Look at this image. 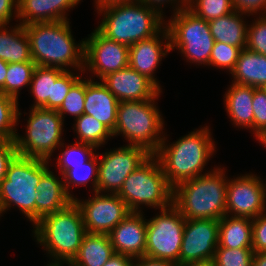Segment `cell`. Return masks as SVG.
<instances>
[{
  "label": "cell",
  "mask_w": 266,
  "mask_h": 266,
  "mask_svg": "<svg viewBox=\"0 0 266 266\" xmlns=\"http://www.w3.org/2000/svg\"><path fill=\"white\" fill-rule=\"evenodd\" d=\"M186 219L172 203L147 222L145 256L179 265L180 247Z\"/></svg>",
  "instance_id": "11"
},
{
  "label": "cell",
  "mask_w": 266,
  "mask_h": 266,
  "mask_svg": "<svg viewBox=\"0 0 266 266\" xmlns=\"http://www.w3.org/2000/svg\"><path fill=\"white\" fill-rule=\"evenodd\" d=\"M252 248H226L217 246L214 255L215 266H252Z\"/></svg>",
  "instance_id": "36"
},
{
  "label": "cell",
  "mask_w": 266,
  "mask_h": 266,
  "mask_svg": "<svg viewBox=\"0 0 266 266\" xmlns=\"http://www.w3.org/2000/svg\"><path fill=\"white\" fill-rule=\"evenodd\" d=\"M47 164L46 160L19 154L14 157L6 177L0 182V213L14 204L35 224L36 188L42 175L49 169Z\"/></svg>",
  "instance_id": "6"
},
{
  "label": "cell",
  "mask_w": 266,
  "mask_h": 266,
  "mask_svg": "<svg viewBox=\"0 0 266 266\" xmlns=\"http://www.w3.org/2000/svg\"><path fill=\"white\" fill-rule=\"evenodd\" d=\"M158 95L150 100L119 102L113 136L123 134L130 142L128 145L140 146L154 154L163 141L159 133L164 123L154 105Z\"/></svg>",
  "instance_id": "7"
},
{
  "label": "cell",
  "mask_w": 266,
  "mask_h": 266,
  "mask_svg": "<svg viewBox=\"0 0 266 266\" xmlns=\"http://www.w3.org/2000/svg\"><path fill=\"white\" fill-rule=\"evenodd\" d=\"M99 154L93 155L86 163L83 165L73 166V169L67 170L64 174V187L67 194L74 200L73 195L69 193L70 184L74 185H86V183L93 176L92 184L94 192H97V180H98V159Z\"/></svg>",
  "instance_id": "33"
},
{
  "label": "cell",
  "mask_w": 266,
  "mask_h": 266,
  "mask_svg": "<svg viewBox=\"0 0 266 266\" xmlns=\"http://www.w3.org/2000/svg\"><path fill=\"white\" fill-rule=\"evenodd\" d=\"M17 154L15 141L0 140V182L6 177L8 166Z\"/></svg>",
  "instance_id": "43"
},
{
  "label": "cell",
  "mask_w": 266,
  "mask_h": 266,
  "mask_svg": "<svg viewBox=\"0 0 266 266\" xmlns=\"http://www.w3.org/2000/svg\"><path fill=\"white\" fill-rule=\"evenodd\" d=\"M35 199V224L44 216L61 211L74 200L67 194L63 181L57 179L49 169L37 185Z\"/></svg>",
  "instance_id": "20"
},
{
  "label": "cell",
  "mask_w": 266,
  "mask_h": 266,
  "mask_svg": "<svg viewBox=\"0 0 266 266\" xmlns=\"http://www.w3.org/2000/svg\"><path fill=\"white\" fill-rule=\"evenodd\" d=\"M246 48L266 55V16H259L251 27L248 25Z\"/></svg>",
  "instance_id": "39"
},
{
  "label": "cell",
  "mask_w": 266,
  "mask_h": 266,
  "mask_svg": "<svg viewBox=\"0 0 266 266\" xmlns=\"http://www.w3.org/2000/svg\"><path fill=\"white\" fill-rule=\"evenodd\" d=\"M114 253L107 234L86 233L77 256L69 266H103Z\"/></svg>",
  "instance_id": "26"
},
{
  "label": "cell",
  "mask_w": 266,
  "mask_h": 266,
  "mask_svg": "<svg viewBox=\"0 0 266 266\" xmlns=\"http://www.w3.org/2000/svg\"><path fill=\"white\" fill-rule=\"evenodd\" d=\"M163 31L160 30L154 36L137 41L133 45L129 47V64L128 66L134 70H136L139 74L145 76L149 79L159 90H161L159 83L154 78V71L159 65V61H161L162 57L166 56L170 49V37L167 30V27ZM163 33V37L165 38L166 44L160 41L159 33ZM165 48V52L163 49V45Z\"/></svg>",
  "instance_id": "19"
},
{
  "label": "cell",
  "mask_w": 266,
  "mask_h": 266,
  "mask_svg": "<svg viewBox=\"0 0 266 266\" xmlns=\"http://www.w3.org/2000/svg\"><path fill=\"white\" fill-rule=\"evenodd\" d=\"M114 252L135 260L145 256L147 222L141 212H131L108 234Z\"/></svg>",
  "instance_id": "18"
},
{
  "label": "cell",
  "mask_w": 266,
  "mask_h": 266,
  "mask_svg": "<svg viewBox=\"0 0 266 266\" xmlns=\"http://www.w3.org/2000/svg\"><path fill=\"white\" fill-rule=\"evenodd\" d=\"M252 249L254 253L266 252V214L252 219Z\"/></svg>",
  "instance_id": "42"
},
{
  "label": "cell",
  "mask_w": 266,
  "mask_h": 266,
  "mask_svg": "<svg viewBox=\"0 0 266 266\" xmlns=\"http://www.w3.org/2000/svg\"><path fill=\"white\" fill-rule=\"evenodd\" d=\"M186 7L207 22L234 11L232 0H186Z\"/></svg>",
  "instance_id": "34"
},
{
  "label": "cell",
  "mask_w": 266,
  "mask_h": 266,
  "mask_svg": "<svg viewBox=\"0 0 266 266\" xmlns=\"http://www.w3.org/2000/svg\"><path fill=\"white\" fill-rule=\"evenodd\" d=\"M165 140L163 138L153 155L173 189L184 181L203 175L200 172L215 150L208 127L193 131L170 146L165 145Z\"/></svg>",
  "instance_id": "2"
},
{
  "label": "cell",
  "mask_w": 266,
  "mask_h": 266,
  "mask_svg": "<svg viewBox=\"0 0 266 266\" xmlns=\"http://www.w3.org/2000/svg\"><path fill=\"white\" fill-rule=\"evenodd\" d=\"M225 94L226 110L237 126L253 129L254 87L233 83Z\"/></svg>",
  "instance_id": "24"
},
{
  "label": "cell",
  "mask_w": 266,
  "mask_h": 266,
  "mask_svg": "<svg viewBox=\"0 0 266 266\" xmlns=\"http://www.w3.org/2000/svg\"><path fill=\"white\" fill-rule=\"evenodd\" d=\"M138 262L135 264L132 262V266H179L175 262L168 260L154 259L147 256L135 258Z\"/></svg>",
  "instance_id": "46"
},
{
  "label": "cell",
  "mask_w": 266,
  "mask_h": 266,
  "mask_svg": "<svg viewBox=\"0 0 266 266\" xmlns=\"http://www.w3.org/2000/svg\"><path fill=\"white\" fill-rule=\"evenodd\" d=\"M252 266H266V252L254 253Z\"/></svg>",
  "instance_id": "50"
},
{
  "label": "cell",
  "mask_w": 266,
  "mask_h": 266,
  "mask_svg": "<svg viewBox=\"0 0 266 266\" xmlns=\"http://www.w3.org/2000/svg\"><path fill=\"white\" fill-rule=\"evenodd\" d=\"M35 67L34 62L8 63L5 84L0 92L17 100L20 88L30 85Z\"/></svg>",
  "instance_id": "31"
},
{
  "label": "cell",
  "mask_w": 266,
  "mask_h": 266,
  "mask_svg": "<svg viewBox=\"0 0 266 266\" xmlns=\"http://www.w3.org/2000/svg\"><path fill=\"white\" fill-rule=\"evenodd\" d=\"M231 74L234 83L262 88L266 84V55L247 48L241 50Z\"/></svg>",
  "instance_id": "23"
},
{
  "label": "cell",
  "mask_w": 266,
  "mask_h": 266,
  "mask_svg": "<svg viewBox=\"0 0 266 266\" xmlns=\"http://www.w3.org/2000/svg\"><path fill=\"white\" fill-rule=\"evenodd\" d=\"M129 64V47L110 40L97 29L84 41V65L100 79Z\"/></svg>",
  "instance_id": "14"
},
{
  "label": "cell",
  "mask_w": 266,
  "mask_h": 266,
  "mask_svg": "<svg viewBox=\"0 0 266 266\" xmlns=\"http://www.w3.org/2000/svg\"><path fill=\"white\" fill-rule=\"evenodd\" d=\"M80 0H18L17 18L22 25L67 21L66 11Z\"/></svg>",
  "instance_id": "21"
},
{
  "label": "cell",
  "mask_w": 266,
  "mask_h": 266,
  "mask_svg": "<svg viewBox=\"0 0 266 266\" xmlns=\"http://www.w3.org/2000/svg\"><path fill=\"white\" fill-rule=\"evenodd\" d=\"M253 112V131L259 138L266 131V92L261 88H254Z\"/></svg>",
  "instance_id": "40"
},
{
  "label": "cell",
  "mask_w": 266,
  "mask_h": 266,
  "mask_svg": "<svg viewBox=\"0 0 266 266\" xmlns=\"http://www.w3.org/2000/svg\"><path fill=\"white\" fill-rule=\"evenodd\" d=\"M6 26L0 24V59L7 63L33 62L24 25L19 23L11 31Z\"/></svg>",
  "instance_id": "25"
},
{
  "label": "cell",
  "mask_w": 266,
  "mask_h": 266,
  "mask_svg": "<svg viewBox=\"0 0 266 266\" xmlns=\"http://www.w3.org/2000/svg\"><path fill=\"white\" fill-rule=\"evenodd\" d=\"M232 6L235 11L242 14L257 13L260 9L266 13V0H232Z\"/></svg>",
  "instance_id": "44"
},
{
  "label": "cell",
  "mask_w": 266,
  "mask_h": 266,
  "mask_svg": "<svg viewBox=\"0 0 266 266\" xmlns=\"http://www.w3.org/2000/svg\"><path fill=\"white\" fill-rule=\"evenodd\" d=\"M137 2H140L142 4H145L148 7H152L155 8L156 10H158V12H162V10L160 9L159 5L165 3V2H169V1H176V0H135ZM179 1V0H178ZM182 2H180V4H186V0H181ZM156 4V5H155ZM158 4V5H157ZM155 6V7H154ZM158 7V8H157ZM161 10V11H160Z\"/></svg>",
  "instance_id": "48"
},
{
  "label": "cell",
  "mask_w": 266,
  "mask_h": 266,
  "mask_svg": "<svg viewBox=\"0 0 266 266\" xmlns=\"http://www.w3.org/2000/svg\"><path fill=\"white\" fill-rule=\"evenodd\" d=\"M94 146L78 142L67 146V149L57 158L58 167L63 175L67 170L73 169V166L83 165L93 155Z\"/></svg>",
  "instance_id": "35"
},
{
  "label": "cell",
  "mask_w": 266,
  "mask_h": 266,
  "mask_svg": "<svg viewBox=\"0 0 266 266\" xmlns=\"http://www.w3.org/2000/svg\"><path fill=\"white\" fill-rule=\"evenodd\" d=\"M152 154L140 146L127 145L105 152L99 160L97 192L117 194L125 179Z\"/></svg>",
  "instance_id": "12"
},
{
  "label": "cell",
  "mask_w": 266,
  "mask_h": 266,
  "mask_svg": "<svg viewBox=\"0 0 266 266\" xmlns=\"http://www.w3.org/2000/svg\"><path fill=\"white\" fill-rule=\"evenodd\" d=\"M7 70H8V63L0 59V89L5 84Z\"/></svg>",
  "instance_id": "51"
},
{
  "label": "cell",
  "mask_w": 266,
  "mask_h": 266,
  "mask_svg": "<svg viewBox=\"0 0 266 266\" xmlns=\"http://www.w3.org/2000/svg\"><path fill=\"white\" fill-rule=\"evenodd\" d=\"M242 13L233 11L228 15L209 21V29L215 41L246 48L248 27L241 19Z\"/></svg>",
  "instance_id": "27"
},
{
  "label": "cell",
  "mask_w": 266,
  "mask_h": 266,
  "mask_svg": "<svg viewBox=\"0 0 266 266\" xmlns=\"http://www.w3.org/2000/svg\"><path fill=\"white\" fill-rule=\"evenodd\" d=\"M226 197L227 180L220 168L173 189V204L185 219L220 220L226 215Z\"/></svg>",
  "instance_id": "3"
},
{
  "label": "cell",
  "mask_w": 266,
  "mask_h": 266,
  "mask_svg": "<svg viewBox=\"0 0 266 266\" xmlns=\"http://www.w3.org/2000/svg\"><path fill=\"white\" fill-rule=\"evenodd\" d=\"M101 80L119 102L150 100L162 92L149 79L129 66L112 72Z\"/></svg>",
  "instance_id": "17"
},
{
  "label": "cell",
  "mask_w": 266,
  "mask_h": 266,
  "mask_svg": "<svg viewBox=\"0 0 266 266\" xmlns=\"http://www.w3.org/2000/svg\"><path fill=\"white\" fill-rule=\"evenodd\" d=\"M83 216L86 233L109 234L131 211L117 194L95 192L87 201L74 199Z\"/></svg>",
  "instance_id": "13"
},
{
  "label": "cell",
  "mask_w": 266,
  "mask_h": 266,
  "mask_svg": "<svg viewBox=\"0 0 266 266\" xmlns=\"http://www.w3.org/2000/svg\"><path fill=\"white\" fill-rule=\"evenodd\" d=\"M240 51L241 49L239 47L215 41L211 51L209 65L227 68L231 73L235 68Z\"/></svg>",
  "instance_id": "38"
},
{
  "label": "cell",
  "mask_w": 266,
  "mask_h": 266,
  "mask_svg": "<svg viewBox=\"0 0 266 266\" xmlns=\"http://www.w3.org/2000/svg\"><path fill=\"white\" fill-rule=\"evenodd\" d=\"M219 220L218 246L232 248H252V220L248 217H229ZM251 221V222H250Z\"/></svg>",
  "instance_id": "28"
},
{
  "label": "cell",
  "mask_w": 266,
  "mask_h": 266,
  "mask_svg": "<svg viewBox=\"0 0 266 266\" xmlns=\"http://www.w3.org/2000/svg\"><path fill=\"white\" fill-rule=\"evenodd\" d=\"M26 130V138L15 137L17 153L21 156L48 161L57 146H63V119L57 110L32 107Z\"/></svg>",
  "instance_id": "10"
},
{
  "label": "cell",
  "mask_w": 266,
  "mask_h": 266,
  "mask_svg": "<svg viewBox=\"0 0 266 266\" xmlns=\"http://www.w3.org/2000/svg\"><path fill=\"white\" fill-rule=\"evenodd\" d=\"M14 7L15 17H17L18 0H0V24L7 25L9 23L13 17Z\"/></svg>",
  "instance_id": "45"
},
{
  "label": "cell",
  "mask_w": 266,
  "mask_h": 266,
  "mask_svg": "<svg viewBox=\"0 0 266 266\" xmlns=\"http://www.w3.org/2000/svg\"><path fill=\"white\" fill-rule=\"evenodd\" d=\"M18 101L0 92V140L15 141V124L18 122Z\"/></svg>",
  "instance_id": "32"
},
{
  "label": "cell",
  "mask_w": 266,
  "mask_h": 266,
  "mask_svg": "<svg viewBox=\"0 0 266 266\" xmlns=\"http://www.w3.org/2000/svg\"><path fill=\"white\" fill-rule=\"evenodd\" d=\"M173 17L169 23H166L170 49L178 48L193 63L209 65L215 43L209 23L197 17L186 7V4L178 6Z\"/></svg>",
  "instance_id": "9"
},
{
  "label": "cell",
  "mask_w": 266,
  "mask_h": 266,
  "mask_svg": "<svg viewBox=\"0 0 266 266\" xmlns=\"http://www.w3.org/2000/svg\"><path fill=\"white\" fill-rule=\"evenodd\" d=\"M253 174L227 180L226 215L254 219L265 212L266 187Z\"/></svg>",
  "instance_id": "16"
},
{
  "label": "cell",
  "mask_w": 266,
  "mask_h": 266,
  "mask_svg": "<svg viewBox=\"0 0 266 266\" xmlns=\"http://www.w3.org/2000/svg\"><path fill=\"white\" fill-rule=\"evenodd\" d=\"M80 79L68 69L56 80L52 90V110H58L71 87Z\"/></svg>",
  "instance_id": "41"
},
{
  "label": "cell",
  "mask_w": 266,
  "mask_h": 266,
  "mask_svg": "<svg viewBox=\"0 0 266 266\" xmlns=\"http://www.w3.org/2000/svg\"><path fill=\"white\" fill-rule=\"evenodd\" d=\"M133 258L123 255L114 253L111 258L103 265V266H132Z\"/></svg>",
  "instance_id": "47"
},
{
  "label": "cell",
  "mask_w": 266,
  "mask_h": 266,
  "mask_svg": "<svg viewBox=\"0 0 266 266\" xmlns=\"http://www.w3.org/2000/svg\"><path fill=\"white\" fill-rule=\"evenodd\" d=\"M263 145H266V131L258 138Z\"/></svg>",
  "instance_id": "53"
},
{
  "label": "cell",
  "mask_w": 266,
  "mask_h": 266,
  "mask_svg": "<svg viewBox=\"0 0 266 266\" xmlns=\"http://www.w3.org/2000/svg\"><path fill=\"white\" fill-rule=\"evenodd\" d=\"M219 238V220L186 219L179 265L213 260Z\"/></svg>",
  "instance_id": "15"
},
{
  "label": "cell",
  "mask_w": 266,
  "mask_h": 266,
  "mask_svg": "<svg viewBox=\"0 0 266 266\" xmlns=\"http://www.w3.org/2000/svg\"><path fill=\"white\" fill-rule=\"evenodd\" d=\"M118 99L101 82L86 81L84 113L93 116L114 132Z\"/></svg>",
  "instance_id": "22"
},
{
  "label": "cell",
  "mask_w": 266,
  "mask_h": 266,
  "mask_svg": "<svg viewBox=\"0 0 266 266\" xmlns=\"http://www.w3.org/2000/svg\"><path fill=\"white\" fill-rule=\"evenodd\" d=\"M132 1H135V0H96L95 3L97 4V9L99 10L107 6L122 4V3L132 2Z\"/></svg>",
  "instance_id": "49"
},
{
  "label": "cell",
  "mask_w": 266,
  "mask_h": 266,
  "mask_svg": "<svg viewBox=\"0 0 266 266\" xmlns=\"http://www.w3.org/2000/svg\"><path fill=\"white\" fill-rule=\"evenodd\" d=\"M75 130L80 141L84 144H89L95 148L105 144L106 139L113 136V132L99 122L93 116L83 113L75 119Z\"/></svg>",
  "instance_id": "30"
},
{
  "label": "cell",
  "mask_w": 266,
  "mask_h": 266,
  "mask_svg": "<svg viewBox=\"0 0 266 266\" xmlns=\"http://www.w3.org/2000/svg\"><path fill=\"white\" fill-rule=\"evenodd\" d=\"M117 195L131 212H141L140 204L163 209L173 203V188L153 154L125 179Z\"/></svg>",
  "instance_id": "8"
},
{
  "label": "cell",
  "mask_w": 266,
  "mask_h": 266,
  "mask_svg": "<svg viewBox=\"0 0 266 266\" xmlns=\"http://www.w3.org/2000/svg\"><path fill=\"white\" fill-rule=\"evenodd\" d=\"M85 92H86V80L80 78L69 90L62 105L57 110L59 115L63 117V114L69 113L75 118L80 117L84 113L85 106Z\"/></svg>",
  "instance_id": "37"
},
{
  "label": "cell",
  "mask_w": 266,
  "mask_h": 266,
  "mask_svg": "<svg viewBox=\"0 0 266 266\" xmlns=\"http://www.w3.org/2000/svg\"><path fill=\"white\" fill-rule=\"evenodd\" d=\"M179 266H215V264L213 260H204V261L189 262Z\"/></svg>",
  "instance_id": "52"
},
{
  "label": "cell",
  "mask_w": 266,
  "mask_h": 266,
  "mask_svg": "<svg viewBox=\"0 0 266 266\" xmlns=\"http://www.w3.org/2000/svg\"><path fill=\"white\" fill-rule=\"evenodd\" d=\"M48 266H61V264H54L53 262H51L50 264H48Z\"/></svg>",
  "instance_id": "54"
},
{
  "label": "cell",
  "mask_w": 266,
  "mask_h": 266,
  "mask_svg": "<svg viewBox=\"0 0 266 266\" xmlns=\"http://www.w3.org/2000/svg\"><path fill=\"white\" fill-rule=\"evenodd\" d=\"M65 72L60 68L41 67L34 68L31 79V92L35 103L32 107L52 109L53 84Z\"/></svg>",
  "instance_id": "29"
},
{
  "label": "cell",
  "mask_w": 266,
  "mask_h": 266,
  "mask_svg": "<svg viewBox=\"0 0 266 266\" xmlns=\"http://www.w3.org/2000/svg\"><path fill=\"white\" fill-rule=\"evenodd\" d=\"M98 11H104V19L96 29L106 38L128 47L157 34L163 22V13L137 1L107 6Z\"/></svg>",
  "instance_id": "4"
},
{
  "label": "cell",
  "mask_w": 266,
  "mask_h": 266,
  "mask_svg": "<svg viewBox=\"0 0 266 266\" xmlns=\"http://www.w3.org/2000/svg\"><path fill=\"white\" fill-rule=\"evenodd\" d=\"M266 92V84L261 88Z\"/></svg>",
  "instance_id": "55"
},
{
  "label": "cell",
  "mask_w": 266,
  "mask_h": 266,
  "mask_svg": "<svg viewBox=\"0 0 266 266\" xmlns=\"http://www.w3.org/2000/svg\"><path fill=\"white\" fill-rule=\"evenodd\" d=\"M36 240L54 257V264H70L86 234L80 208L73 201L65 209L44 216L35 225Z\"/></svg>",
  "instance_id": "5"
},
{
  "label": "cell",
  "mask_w": 266,
  "mask_h": 266,
  "mask_svg": "<svg viewBox=\"0 0 266 266\" xmlns=\"http://www.w3.org/2000/svg\"><path fill=\"white\" fill-rule=\"evenodd\" d=\"M30 41L31 56L36 66L82 69L84 41L78 45L71 34L69 21H54L24 25ZM65 66V69L63 68Z\"/></svg>",
  "instance_id": "1"
}]
</instances>
